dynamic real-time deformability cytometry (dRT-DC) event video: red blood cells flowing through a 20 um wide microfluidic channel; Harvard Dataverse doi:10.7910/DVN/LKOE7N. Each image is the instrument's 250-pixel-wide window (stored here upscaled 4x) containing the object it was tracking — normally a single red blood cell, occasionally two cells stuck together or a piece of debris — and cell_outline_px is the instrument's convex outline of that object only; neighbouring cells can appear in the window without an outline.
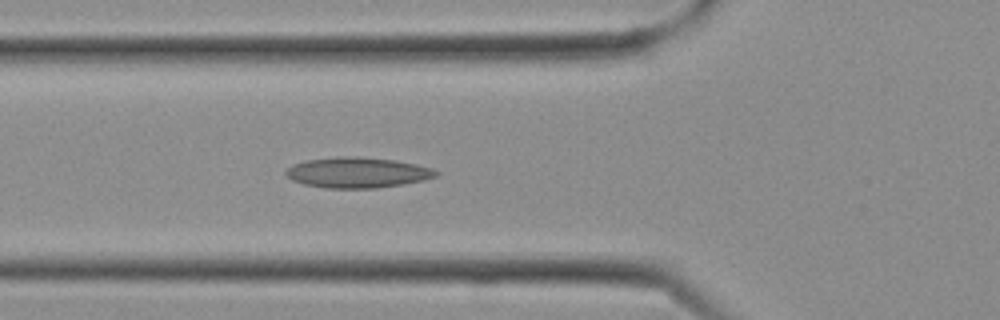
{"species": "Egyptian fruit bat (a non-hibernating species)", "species_latin": "Rousettus aegyptiacus", "temperature_condition": "cold", "stored_images_in_passage": 9, "camera_frame_rate_fps": 3000, "um_per_image_px": 0.085, "frame": {"image": 1, "passage_image": 9, "time_ms": 2.667, "image_size_px": [1000, 320], "cell_outline_px": [[440, 172], [436, 176], [424, 180], [404, 184], [376, 188], [324, 188], [304, 184], [292, 180], [284, 172], [292, 164], [308, 160], [340, 156], [356, 156], [396, 160], [416, 164], [432, 168]], "centroid_in_image_um": [30.4, 14.66], "position_along_channel_um": 95.4, "area_um2": 26.76}}